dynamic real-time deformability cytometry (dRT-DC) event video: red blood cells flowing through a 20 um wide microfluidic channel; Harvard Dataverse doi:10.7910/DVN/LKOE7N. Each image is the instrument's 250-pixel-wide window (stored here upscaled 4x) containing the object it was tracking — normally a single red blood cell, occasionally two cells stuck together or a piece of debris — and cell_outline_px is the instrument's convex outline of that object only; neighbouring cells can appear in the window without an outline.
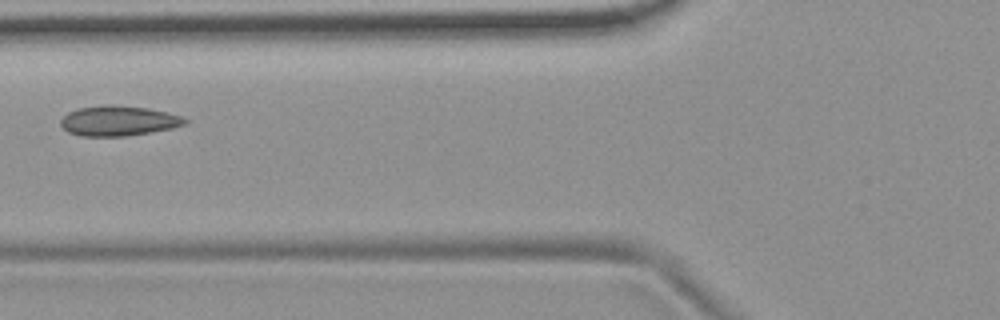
{"species": "common noctule bat (a hibernating species)", "species_latin": "Nyctalus noctula", "temperature_condition": "room temperature", "stored_images_in_passage": 4, "camera_frame_rate_fps": 3000, "um_per_image_px": 0.085, "animal": {"sex": "female", "body_mass_g": 19.9}, "frame": {"image": 1, "passage_image": 3, "time_ms": 2.333, "image_size_px": [1000, 320], "cell_outline_px": [[188, 120], [184, 124], [172, 128], [124, 136], [80, 136], [68, 132], [60, 124], [60, 120], [68, 112], [80, 108], [112, 104], [148, 108], [168, 112], [180, 116]], "centroid_in_image_um": [10.05, 10.26], "position_along_channel_um": 115.8, "area_um2": 21.56}}
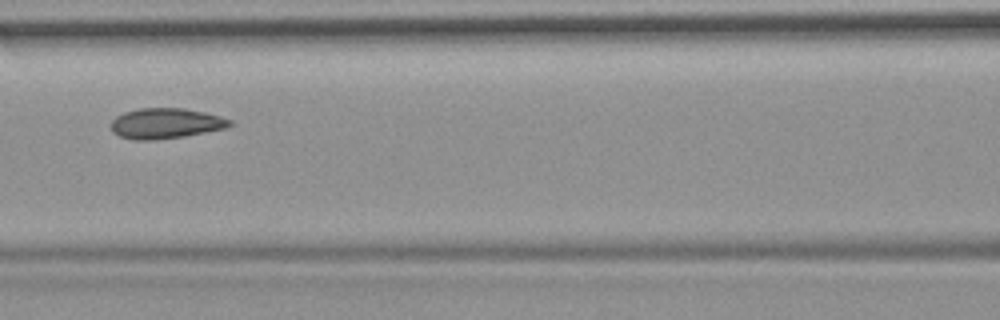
{"frame": {"image": 2, "passage_image": 4, "time_ms": 3.333, "image_size_px": [1000, 320], "cell_outline_px": [[236, 124], [224, 128], [184, 136], [152, 140], [132, 140], [120, 136], [112, 132], [112, 120], [116, 116], [124, 112], [140, 108], [184, 108], [204, 112], [220, 116], [232, 120]], "centroid_in_image_um": [14.09, 10.48], "position_along_channel_um": 152.5, "area_um2": 21.04}}